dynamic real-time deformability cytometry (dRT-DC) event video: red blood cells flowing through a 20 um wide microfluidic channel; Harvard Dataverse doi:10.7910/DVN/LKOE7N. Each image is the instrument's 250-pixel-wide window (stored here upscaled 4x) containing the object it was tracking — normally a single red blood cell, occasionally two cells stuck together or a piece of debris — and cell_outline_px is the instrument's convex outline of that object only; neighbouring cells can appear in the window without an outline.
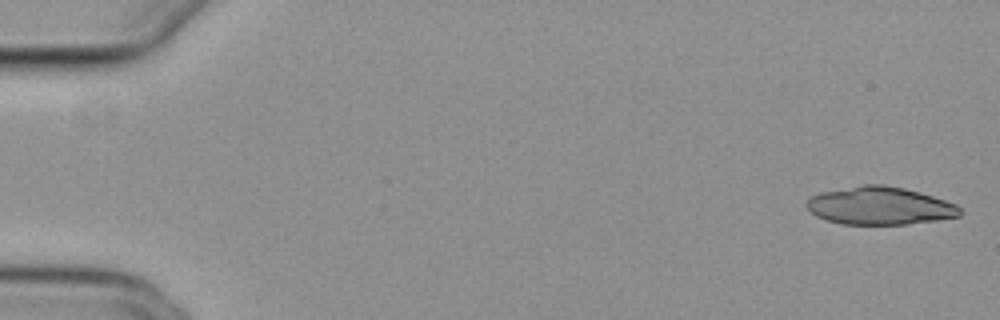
{"species": "common noctule bat (a hibernating species)", "species_latin": "Nyctalus noctula", "temperature_condition": "cold", "stored_images_in_passage": 9, "camera_frame_rate_fps": 3000, "um_per_image_px": 0.085, "animal": {"sex": "female", "body_mass_g": 29.2, "forearm_length_mm": 56.3}, "frame": {"image": 1, "passage_image": 1, "time_ms": 0.0, "image_size_px": [1000, 320], "cell_outline_px": [[964, 212], [960, 216], [936, 220], [904, 224], [840, 224], [824, 220], [816, 216], [804, 204], [812, 196], [820, 192], [864, 184], [880, 184], [904, 188], [920, 192], [956, 204]], "centroid_in_image_um": [74.77, 17.49], "position_along_channel_um": 10.2, "area_um2": 33.81}}